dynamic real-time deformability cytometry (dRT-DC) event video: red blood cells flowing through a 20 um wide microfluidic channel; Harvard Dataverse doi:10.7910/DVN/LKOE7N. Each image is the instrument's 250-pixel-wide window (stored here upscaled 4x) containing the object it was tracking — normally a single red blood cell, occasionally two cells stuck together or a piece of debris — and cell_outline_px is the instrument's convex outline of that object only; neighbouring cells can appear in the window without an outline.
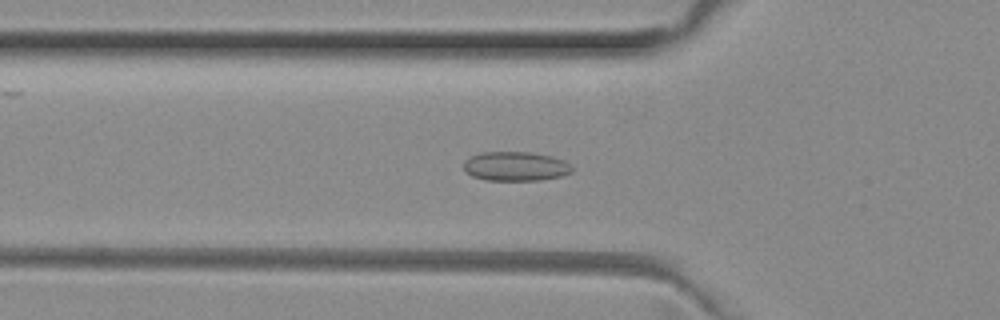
{"species": "common noctule bat (a hibernating species)", "species_latin": "Nyctalus noctula", "temperature_condition": "room temperature", "stored_images_in_passage": 38, "camera_frame_rate_fps": 3000, "um_per_image_px": 0.085, "animal": {"sex": "female", "body_mass_g": 29.2, "forearm_length_mm": 56.3}, "frame": {"image": 1, "passage_image": 4, "time_ms": 1.0, "image_size_px": [1000, 320], "cell_outline_px": [[572, 172], [560, 176], [540, 180], [484, 180], [472, 176], [464, 168], [464, 160], [480, 152], [528, 152], [552, 156], [564, 160], [572, 168]], "centroid_in_image_um": [43.81, 14.13], "position_along_channel_um": 82.0, "area_um2": 18.38}}
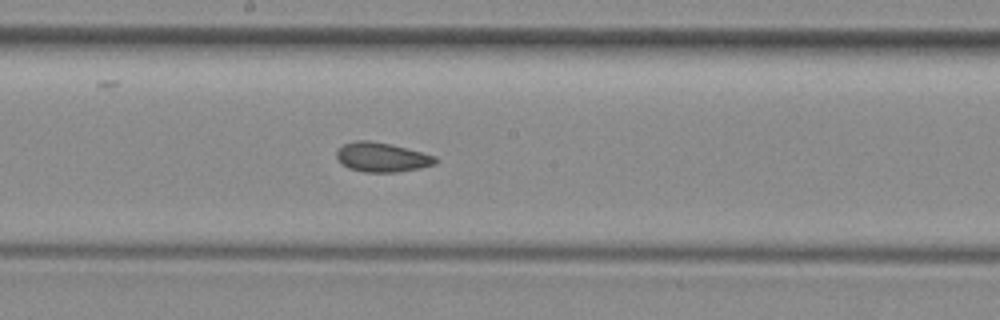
{"frame": {"image": 2, "passage_image": 14, "time_ms": 4.333, "image_size_px": [1000, 320], "cell_outline_px": [[436, 164], [420, 168], [396, 172], [364, 172], [348, 168], [336, 156], [336, 152], [344, 144], [356, 140], [368, 140], [392, 144], [436, 156]], "centroid_in_image_um": [32.48, 13.36], "position_along_channel_um": 215.7, "area_um2": 16.82}}
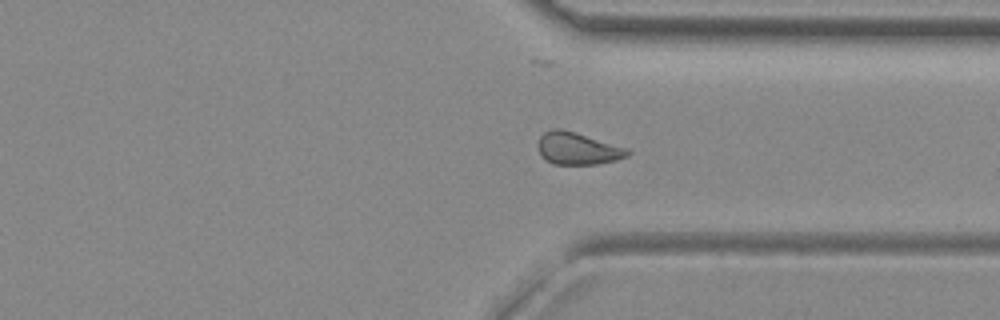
{"frame": {"image": 3, "passage_image": 25, "time_ms": 8.0, "image_size_px": [1000, 320], "cell_outline_px": [[632, 152], [628, 156], [616, 160], [596, 164], [552, 164], [544, 160], [540, 156], [536, 144], [540, 136], [544, 132], [552, 128], [560, 128], [576, 132], [628, 148]], "centroid_in_image_um": [49.06, 12.62], "position_along_channel_um": 362.3, "area_um2": 17.17}, "authors_computed_cell_mechanics": {"area_um2": 16.9643, "velocity_mm_per_s": 4.0029, "shape_relaxation_time_tau1_ms": null, "shape_relaxation_time_tau2_ms": 1.3852, "deformation_change_tau1": null, "deformation_change_tau2": 0.0523}}